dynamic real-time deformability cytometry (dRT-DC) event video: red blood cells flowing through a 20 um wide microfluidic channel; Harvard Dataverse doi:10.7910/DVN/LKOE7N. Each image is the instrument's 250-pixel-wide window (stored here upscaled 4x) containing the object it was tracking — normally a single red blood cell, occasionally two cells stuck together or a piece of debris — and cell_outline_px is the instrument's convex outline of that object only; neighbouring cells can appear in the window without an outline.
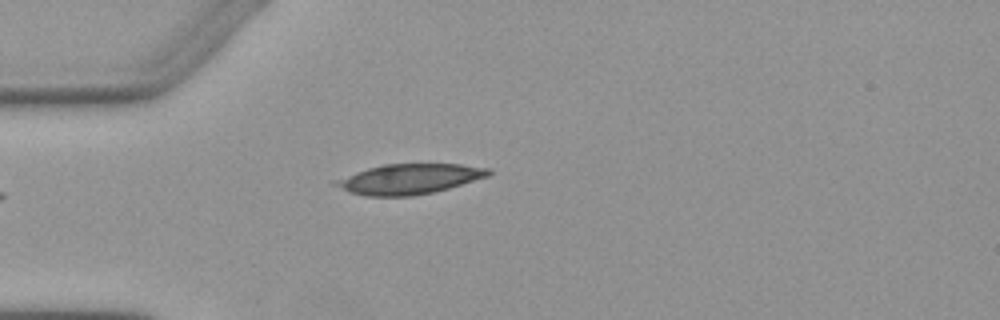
{"species": "Egyptian fruit bat (a non-hibernating species)", "species_latin": "Rousettus aegyptiacus", "temperature_condition": "warm", "stored_images_in_passage": 4, "camera_frame_rate_fps": 3000, "um_per_image_px": 0.085, "animal": {"sex": "female"}, "frame": {"image": 1, "passage_image": 4, "time_ms": 4.667, "image_size_px": [1000, 320], "cell_outline_px": [[492, 172], [488, 176], [448, 188], [432, 192], [412, 196], [364, 196], [348, 192], [332, 184], [332, 180], [368, 168], [384, 164], [460, 164], [488, 168]], "centroid_in_image_um": [34.73, 15.22], "position_along_channel_um": 50.3, "area_um2": 26.76}}